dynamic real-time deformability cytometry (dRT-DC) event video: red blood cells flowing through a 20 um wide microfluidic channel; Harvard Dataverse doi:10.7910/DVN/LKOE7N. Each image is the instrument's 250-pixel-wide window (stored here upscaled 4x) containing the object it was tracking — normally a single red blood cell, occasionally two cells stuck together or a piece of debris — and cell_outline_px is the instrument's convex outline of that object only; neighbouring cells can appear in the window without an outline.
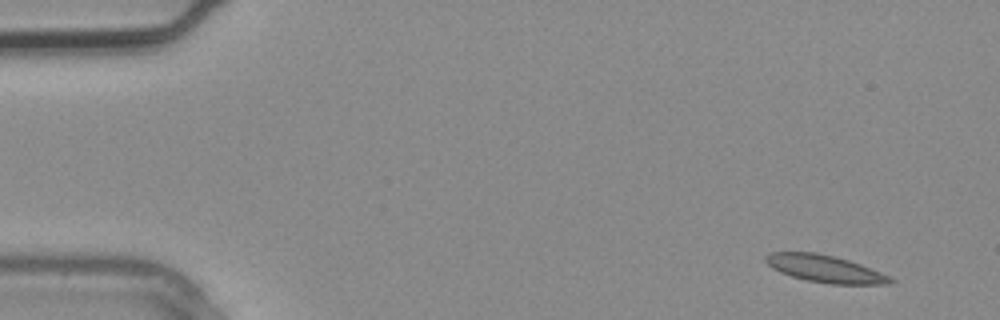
{"species": "common noctule bat (a hibernating species)", "species_latin": "Nyctalus noctula", "temperature_condition": "warm", "stored_images_in_passage": 3, "camera_frame_rate_fps": 3000, "um_per_image_px": 0.085, "animal": {"sex": "male", "body_mass_g": 20.4}, "frame": {"image": 1, "passage_image": 1, "time_ms": 0.0, "image_size_px": [1000, 320], "cell_outline_px": [[896, 280], [892, 284], [832, 284], [808, 280], [792, 276], [780, 272], [772, 268], [764, 260], [764, 256], [768, 252], [816, 252], [848, 260], [860, 264], [880, 272]], "centroid_in_image_um": [70.1, 22.84], "position_along_channel_um": 14.9, "area_um2": 19.65}}
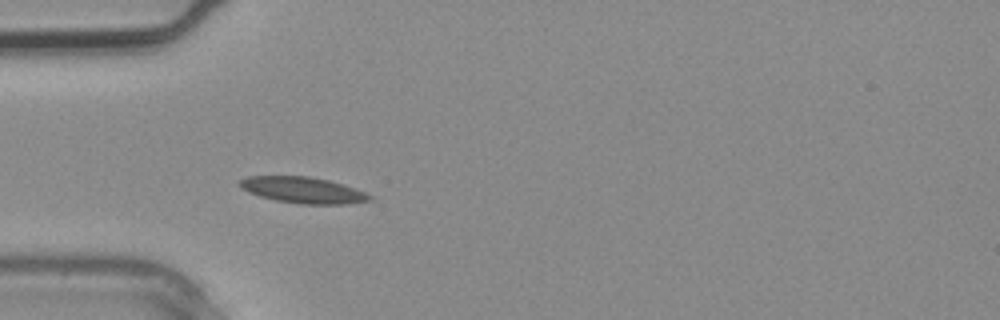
{"frame": {"image": 2, "passage_image": 3, "time_ms": 0.667, "image_size_px": [1000, 320], "cell_outline_px": [[372, 200], [348, 204], [300, 204], [276, 200], [260, 196], [248, 192], [240, 188], [236, 184], [240, 180], [248, 176], [308, 176], [328, 180], [344, 184], [356, 188], [372, 196]], "centroid_in_image_um": [25.74, 16.15], "position_along_channel_um": 59.3, "area_um2": 19.94}}